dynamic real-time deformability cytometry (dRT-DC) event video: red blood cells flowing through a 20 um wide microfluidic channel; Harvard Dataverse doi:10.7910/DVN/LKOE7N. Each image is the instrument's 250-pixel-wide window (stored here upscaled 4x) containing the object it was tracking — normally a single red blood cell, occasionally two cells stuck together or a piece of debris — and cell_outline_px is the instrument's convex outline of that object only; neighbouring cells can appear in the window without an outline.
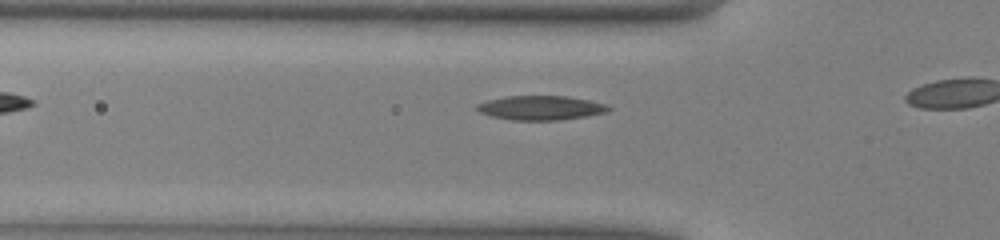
{"species": "common noctule bat (a hibernating species)", "species_latin": "Nyctalus noctula", "temperature_condition": "warm", "stored_images_in_passage": 4, "camera_frame_rate_fps": 3000, "um_per_image_px": 0.085, "animal": {"sex": "male", "body_mass_g": 13.0, "forearm_length_mm": 53.1}, "frame": {"image": 1, "passage_image": 2, "time_ms": 0.333, "image_size_px": [1000, 240], "cell_outline_px": [[612, 108], [608, 112], [588, 116], [560, 120], [512, 120], [492, 116], [480, 112], [476, 108], [476, 104], [488, 100], [504, 96], [568, 96], [608, 104]], "centroid_in_image_um": [46.01, 9.16], "position_along_channel_um": 79.8, "area_um2": 18.73}}